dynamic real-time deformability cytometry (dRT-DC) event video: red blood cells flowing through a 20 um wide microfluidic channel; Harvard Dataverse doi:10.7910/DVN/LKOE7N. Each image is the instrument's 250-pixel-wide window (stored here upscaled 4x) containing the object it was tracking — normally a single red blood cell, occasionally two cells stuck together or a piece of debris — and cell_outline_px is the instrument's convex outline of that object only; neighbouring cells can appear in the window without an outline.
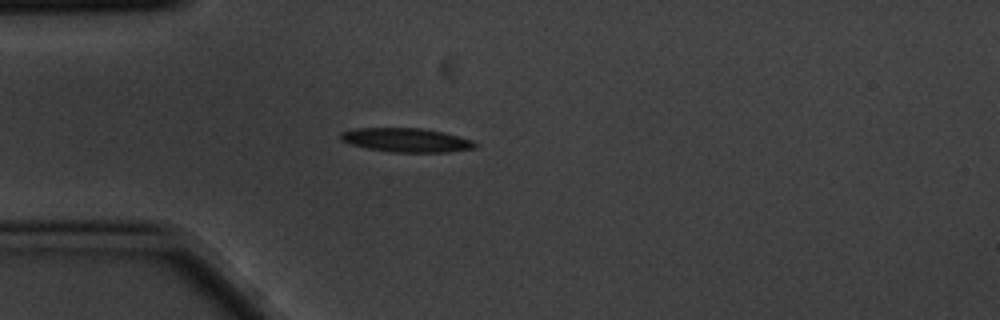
{"species": "common noctule bat (a hibernating species)", "species_latin": "Nyctalus noctula", "temperature_condition": "cold", "stored_images_in_passage": 2, "camera_frame_rate_fps": 3000, "um_per_image_px": 0.085, "animal": {"sex": "male", "body_mass_g": 20.1, "forearm_length_mm": 53.5}, "frame": {"image": 1, "passage_image": 2, "time_ms": 0.333, "image_size_px": [1000, 320], "cell_outline_px": [[480, 144], [476, 148], [444, 152], [392, 152], [368, 148], [352, 144], [340, 140], [340, 132], [356, 128], [424, 128], [444, 132], [472, 140]], "centroid_in_image_um": [34.57, 11.9], "position_along_channel_um": 50.4, "area_um2": 18.79}}